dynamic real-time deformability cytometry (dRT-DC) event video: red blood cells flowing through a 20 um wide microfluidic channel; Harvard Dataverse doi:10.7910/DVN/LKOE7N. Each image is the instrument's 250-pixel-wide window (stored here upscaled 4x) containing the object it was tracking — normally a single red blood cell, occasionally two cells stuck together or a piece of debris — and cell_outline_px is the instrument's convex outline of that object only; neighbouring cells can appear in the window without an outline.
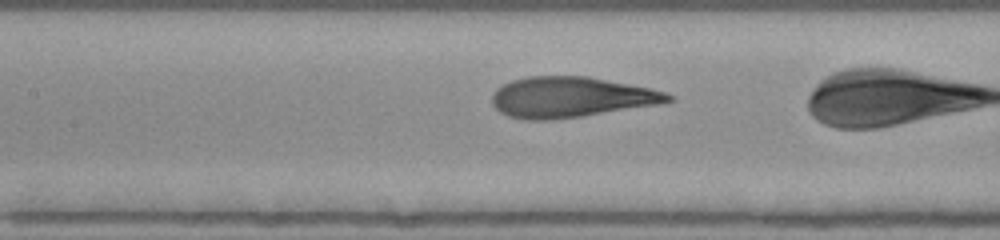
{"species": "human", "species_latin": "Homo sapiens", "temperature_condition": "room temperature", "stored_images_in_passage": 32, "camera_frame_rate_fps": 3000, "um_per_image_px": 0.085, "donor": {"sex": "female"}, "frame": {"image": 1, "passage_image": 15, "time_ms": 4.667, "image_size_px": [1000, 240], "cell_outline_px": [[676, 100], [660, 104], [580, 116], [552, 120], [524, 120], [508, 116], [500, 112], [492, 104], [492, 92], [496, 88], [512, 80], [528, 76], [588, 76], [652, 88], [664, 92], [672, 96]], "centroid_in_image_um": [48.51, 8.26], "position_along_channel_um": 158.9, "area_um2": 41.73}}
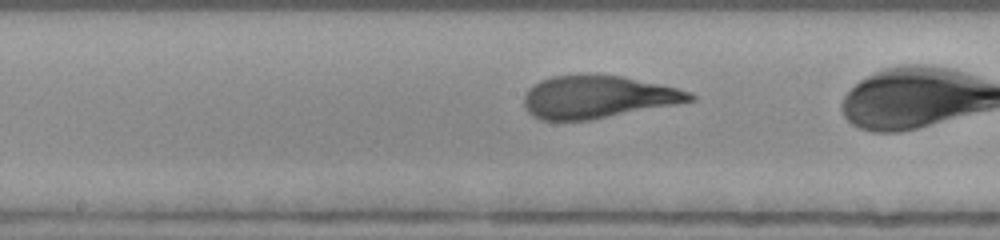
{"frame": {"image": 2, "passage_image": 18, "time_ms": 5.667, "image_size_px": [1000, 240], "cell_outline_px": [[696, 100], [588, 120], [540, 120], [532, 116], [524, 108], [524, 96], [528, 88], [540, 80], [552, 76], [580, 72], [624, 76], [676, 88], [688, 92], [696, 96]], "centroid_in_image_um": [50.73, 8.21], "position_along_channel_um": 197.5, "area_um2": 41.5}}
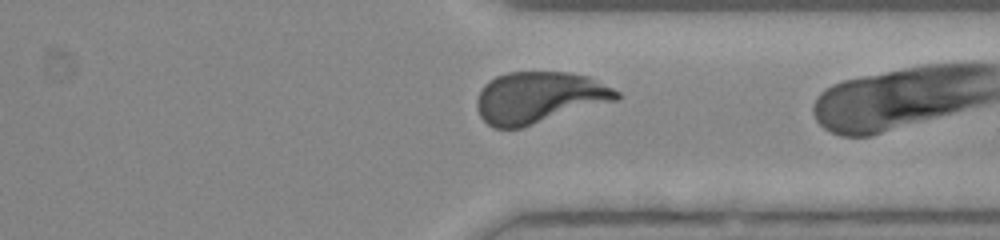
{"frame": {"image": 3, "passage_image": 31, "time_ms": 10.0, "image_size_px": [1000, 240], "cell_outline_px": [[620, 96], [616, 100], [520, 128], [496, 128], [488, 124], [480, 116], [476, 108], [476, 100], [484, 84], [488, 80], [496, 76], [508, 72], [568, 72], [588, 76], [620, 92]], "centroid_in_image_um": [45.78, 8.28], "position_along_channel_um": 365.6, "area_um2": 41.62}}